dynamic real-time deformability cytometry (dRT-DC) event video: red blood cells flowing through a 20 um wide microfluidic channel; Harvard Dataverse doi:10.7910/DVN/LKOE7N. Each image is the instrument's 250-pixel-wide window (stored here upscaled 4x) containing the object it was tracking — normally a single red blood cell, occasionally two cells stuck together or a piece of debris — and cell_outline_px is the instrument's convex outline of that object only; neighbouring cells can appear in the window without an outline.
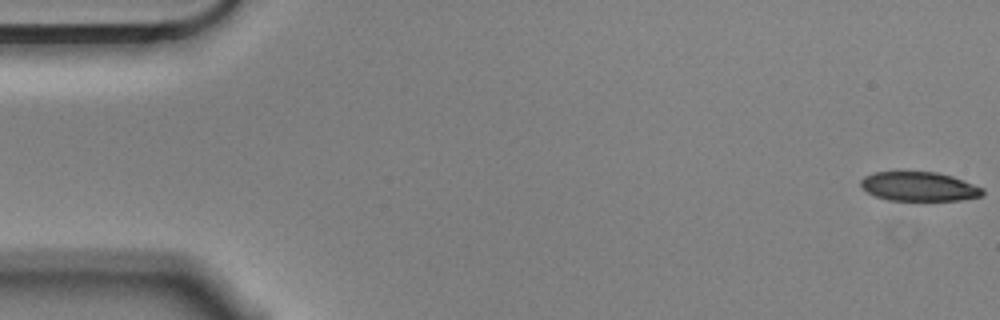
{"species": "Egyptian fruit bat (a non-hibernating species)", "species_latin": "Rousettus aegyptiacus", "temperature_condition": "cold", "stored_images_in_passage": 51, "camera_frame_rate_fps": 3000, "um_per_image_px": 0.085, "animal": {"sex": "male"}, "frame": {"image": 1, "passage_image": 1, "time_ms": 0.0, "image_size_px": [1000, 320], "cell_outline_px": [[984, 196], [960, 200], [888, 200], [876, 196], [860, 188], [860, 180], [864, 176], [872, 172], [936, 172], [952, 176], [984, 188]], "centroid_in_image_um": [78.11, 15.85], "position_along_channel_um": 6.9, "area_um2": 20.81}}
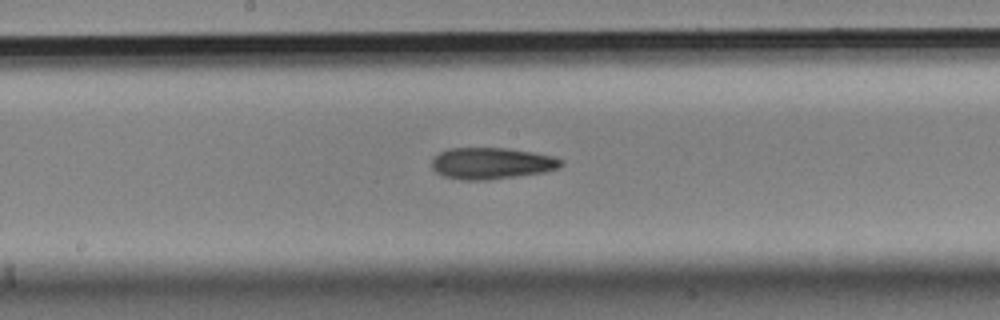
{"frame": {"image": 2, "passage_image": 29, "time_ms": 9.333, "image_size_px": [1000, 320], "cell_outline_px": [[564, 164], [560, 168], [544, 172], [488, 180], [460, 180], [444, 176], [436, 172], [432, 168], [432, 156], [448, 148], [508, 148], [532, 152], [552, 156], [564, 160]], "centroid_in_image_um": [41.78, 13.88], "position_along_channel_um": 206.4, "area_um2": 23.93}}
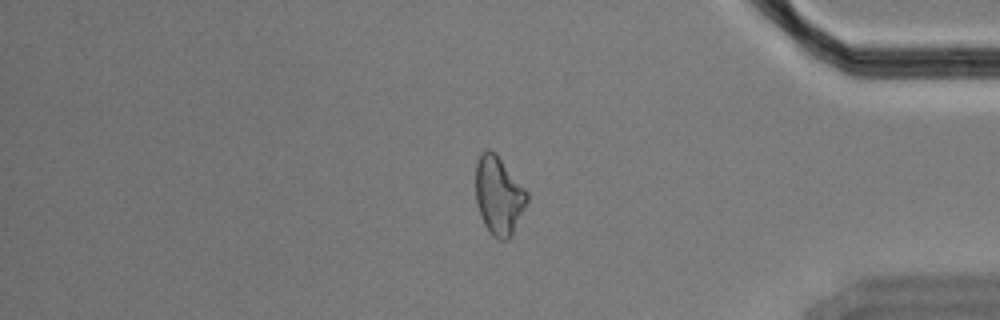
{"frame": {"image": 3, "passage_image": 47, "time_ms": 15.333, "image_size_px": [1000, 320], "cell_outline_px": [[528, 200], [512, 236], [508, 240], [500, 240], [492, 236], [484, 224], [480, 216], [476, 200], [476, 160], [484, 148], [492, 148], [496, 152], [528, 192]], "centroid_in_image_um": [42.38, 16.59], "position_along_channel_um": 392.8, "area_um2": 23.81}}